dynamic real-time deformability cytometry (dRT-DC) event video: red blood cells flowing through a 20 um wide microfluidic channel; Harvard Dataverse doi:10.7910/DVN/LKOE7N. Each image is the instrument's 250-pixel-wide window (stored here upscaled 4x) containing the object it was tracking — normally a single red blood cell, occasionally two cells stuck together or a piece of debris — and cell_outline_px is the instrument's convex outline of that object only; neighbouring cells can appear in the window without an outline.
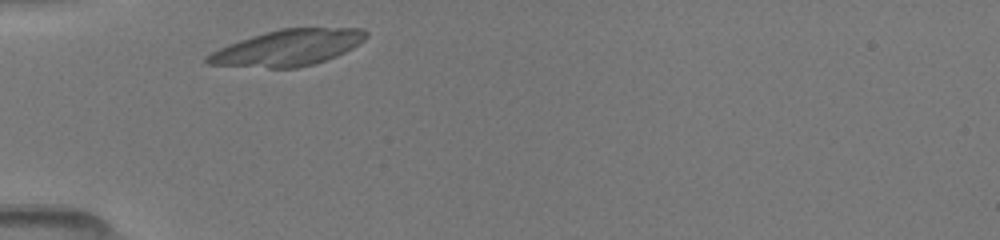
{"species": "common noctule bat (a hibernating species)", "species_latin": "Nyctalus noctula", "temperature_condition": "room temperature", "stored_images_in_passage": 2, "camera_frame_rate_fps": 3000, "um_per_image_px": 0.085, "animal": {"sex": "female", "body_mass_g": 19.5, "forearm_length_mm": 54.1}, "frame": {"image": 1, "passage_image": 1, "time_ms": 0.0, "image_size_px": [1000, 240], "cell_outline_px": [[368, 36], [364, 40], [352, 48], [336, 56], [312, 64], [296, 68], [268, 68], [208, 64], [204, 60], [204, 56], [228, 44], [264, 32], [280, 28], [364, 28], [368, 32]], "centroid_in_image_um": [24.46, 4.05], "position_along_channel_um": 60.5, "area_um2": 33.23}}